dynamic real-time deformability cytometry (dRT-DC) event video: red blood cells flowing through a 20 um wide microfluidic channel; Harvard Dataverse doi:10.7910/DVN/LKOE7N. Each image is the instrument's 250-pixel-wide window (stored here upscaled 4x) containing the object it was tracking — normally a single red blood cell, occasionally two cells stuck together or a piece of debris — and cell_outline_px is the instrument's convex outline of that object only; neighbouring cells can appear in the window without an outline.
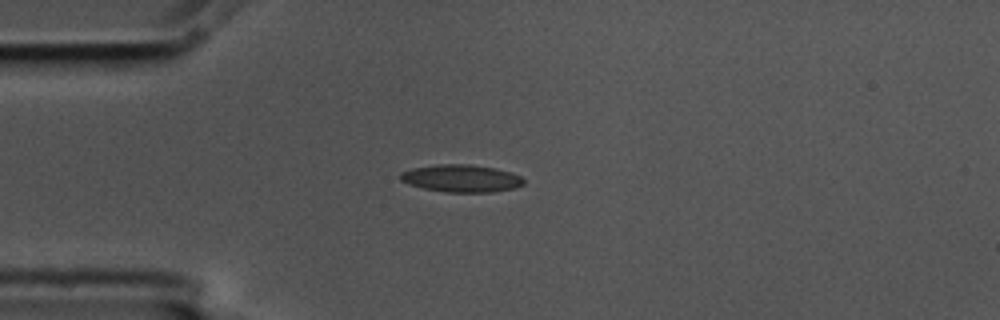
{"species": "common noctule bat (a hibernating species)", "species_latin": "Nyctalus noctula", "temperature_condition": "cold", "stored_images_in_passage": 8, "camera_frame_rate_fps": 3000, "um_per_image_px": 0.085, "animal": {"sex": "male", "body_mass_g": 17.5, "forearm_length_mm": 52.3}, "frame": {"image": 1, "passage_image": 4, "time_ms": 1.0, "image_size_px": [1000, 320], "cell_outline_px": [[524, 184], [516, 188], [492, 192], [448, 192], [424, 188], [408, 184], [400, 180], [400, 172], [412, 168], [440, 164], [468, 164], [492, 168], [508, 172], [520, 176], [524, 180]], "centroid_in_image_um": [39.19, 15.16], "position_along_channel_um": 45.8, "area_um2": 19.54}}